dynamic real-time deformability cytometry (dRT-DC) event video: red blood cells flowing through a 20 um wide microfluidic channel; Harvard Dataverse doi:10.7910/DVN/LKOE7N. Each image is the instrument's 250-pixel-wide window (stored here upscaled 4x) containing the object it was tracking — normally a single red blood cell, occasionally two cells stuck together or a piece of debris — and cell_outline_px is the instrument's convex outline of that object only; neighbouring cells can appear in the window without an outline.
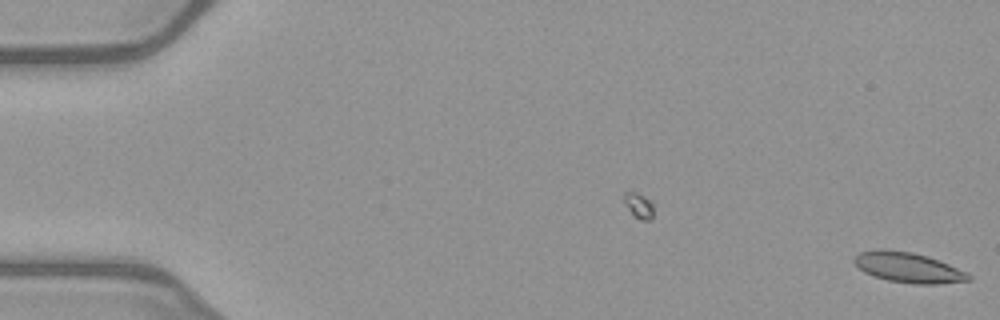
{"species": "common noctule bat (a hibernating species)", "species_latin": "Nyctalus noctula", "temperature_condition": "warm", "stored_images_in_passage": 13, "camera_frame_rate_fps": 3000, "um_per_image_px": 0.085, "animal": {"sex": "female", "body_mass_g": 21.9}, "frame": {"image": 1, "passage_image": 13, "time_ms": 4.0, "image_size_px": [1000, 320], "cell_outline_px": [[972, 280], [940, 284], [912, 284], [888, 280], [872, 276], [864, 272], [852, 260], [860, 252], [880, 248], [884, 248], [912, 252], [928, 256], [968, 272], [972, 276]], "centroid_in_image_um": [77.22, 22.74], "position_along_channel_um": 7.8, "area_um2": 20.35}}